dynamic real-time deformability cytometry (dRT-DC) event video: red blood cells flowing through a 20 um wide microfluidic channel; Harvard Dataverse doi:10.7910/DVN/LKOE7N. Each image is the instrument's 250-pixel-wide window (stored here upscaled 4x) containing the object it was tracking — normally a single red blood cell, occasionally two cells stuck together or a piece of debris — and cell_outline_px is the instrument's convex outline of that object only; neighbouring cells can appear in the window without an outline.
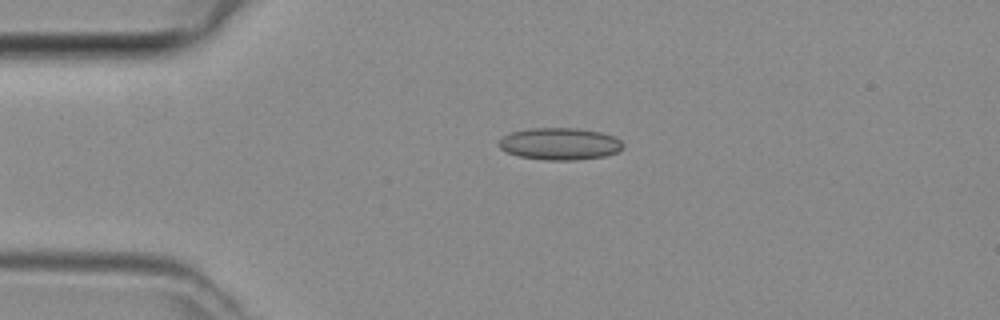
{"species": "common noctule bat (a hibernating species)", "species_latin": "Nyctalus noctula", "temperature_condition": "room temperature", "stored_images_in_passage": 4, "camera_frame_rate_fps": 3000, "um_per_image_px": 0.085, "animal": {"sex": "female", "body_mass_g": 29.2, "forearm_length_mm": 56.3}, "frame": {"image": 1, "passage_image": 4, "time_ms": 1.0, "image_size_px": [1000, 320], "cell_outline_px": [[624, 144], [616, 152], [604, 156], [576, 160], [544, 160], [520, 156], [508, 152], [500, 148], [496, 144], [504, 136], [512, 132], [532, 128], [576, 128], [600, 132], [616, 136]], "centroid_in_image_um": [47.58, 12.22], "position_along_channel_um": 37.4, "area_um2": 23.06}}